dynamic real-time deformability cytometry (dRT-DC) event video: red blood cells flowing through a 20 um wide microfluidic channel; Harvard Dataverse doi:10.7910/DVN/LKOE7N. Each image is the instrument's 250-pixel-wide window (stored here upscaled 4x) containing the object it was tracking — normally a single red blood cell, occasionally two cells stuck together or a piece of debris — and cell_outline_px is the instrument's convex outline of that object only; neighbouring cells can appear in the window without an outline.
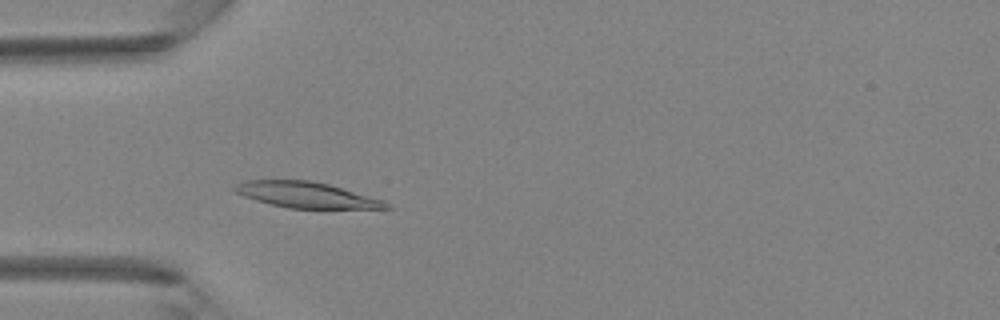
{"species": "Egyptian fruit bat (a non-hibernating species)", "species_latin": "Rousettus aegyptiacus", "temperature_condition": "room temperature", "stored_images_in_passage": 39, "camera_frame_rate_fps": 3000, "um_per_image_px": 0.085, "animal": {"sex": "female"}, "frame": {"image": 1, "passage_image": 11, "time_ms": 3.333, "image_size_px": [1000, 320], "cell_outline_px": [[392, 208], [288, 208], [256, 200], [244, 196], [236, 192], [232, 188], [236, 184], [244, 180], [308, 180], [328, 184], [384, 200]], "centroid_in_image_um": [26.01, 16.56], "position_along_channel_um": 59.0, "area_um2": 22.43}}
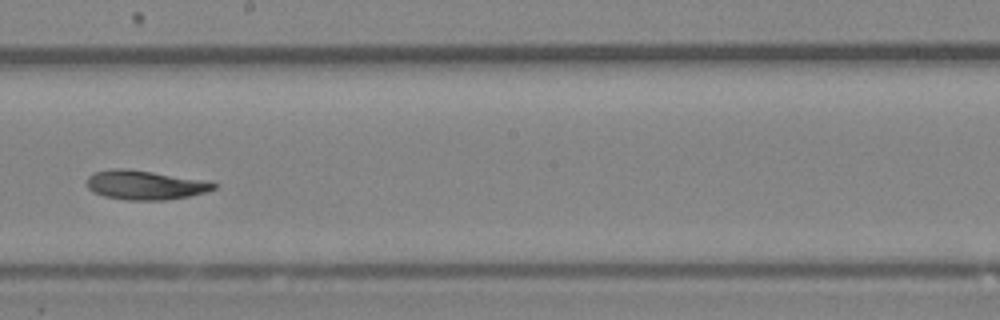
{"frame": {"image": 2, "passage_image": 22, "time_ms": 7.0, "image_size_px": [1000, 320], "cell_outline_px": [[216, 188], [204, 192], [188, 196], [168, 200], [128, 200], [104, 196], [92, 192], [88, 188], [88, 176], [92, 172], [116, 168], [128, 168], [212, 180], [216, 184]], "centroid_in_image_um": [12.37, 15.71], "position_along_channel_um": 235.8, "area_um2": 22.02}}
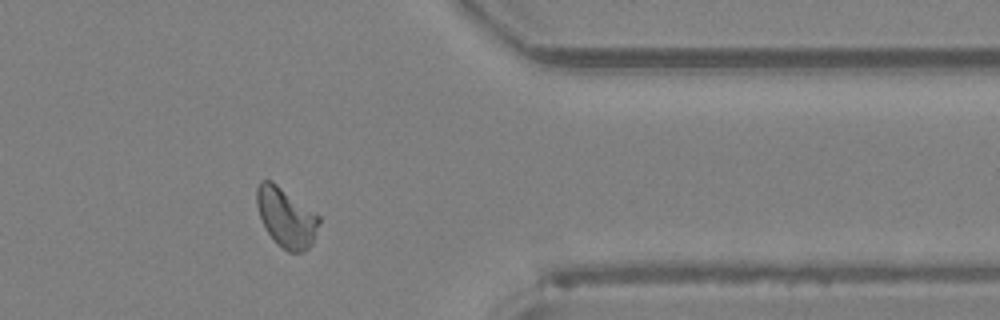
{"frame": {"image": 3, "passage_image": 32, "time_ms": 10.333, "image_size_px": [1000, 320], "cell_outline_px": [[320, 224], [312, 244], [304, 252], [288, 252], [264, 228], [256, 204], [256, 188], [260, 180], [272, 180], [316, 212], [320, 216]], "centroid_in_image_um": [24.34, 18.45], "position_along_channel_um": 387.1, "area_um2": 21.68}}